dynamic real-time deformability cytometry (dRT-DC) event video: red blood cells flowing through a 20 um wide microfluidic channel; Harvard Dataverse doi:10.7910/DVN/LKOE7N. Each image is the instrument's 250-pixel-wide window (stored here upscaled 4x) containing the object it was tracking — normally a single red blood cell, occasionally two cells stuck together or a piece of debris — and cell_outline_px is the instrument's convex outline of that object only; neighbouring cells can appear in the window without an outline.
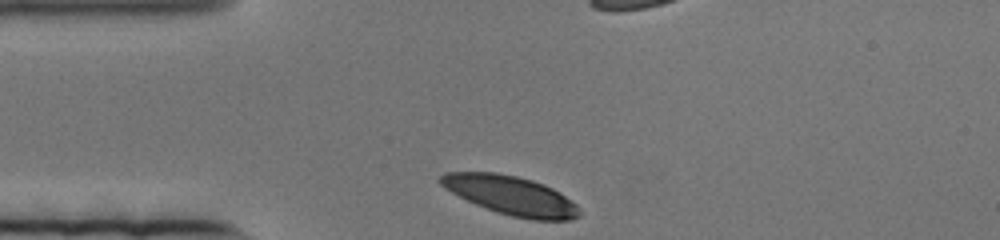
{"species": "human", "species_latin": "Homo sapiens", "temperature_condition": "cold", "stored_images_in_passage": 50, "camera_frame_rate_fps": 3000, "um_per_image_px": 0.085, "donor": {"sex": "female"}, "frame": {"image": 1, "passage_image": 1, "time_ms": 0.0, "image_size_px": [1000, 240], "cell_outline_px": [[580, 216], [568, 220], [532, 220], [512, 216], [476, 204], [444, 188], [440, 184], [440, 176], [444, 172], [496, 172], [516, 176], [532, 180], [544, 184], [552, 188], [576, 204], [580, 212]], "centroid_in_image_um": [43.43, 16.6], "position_along_channel_um": 41.6, "area_um2": 31.04}}
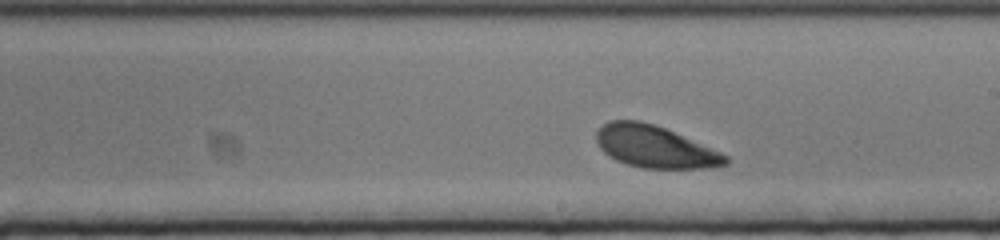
{"frame": {"image": 2, "passage_image": 29, "time_ms": 9.333, "image_size_px": [1000, 240], "cell_outline_px": [[728, 164], [700, 168], [640, 168], [616, 160], [608, 156], [600, 148], [596, 140], [596, 132], [608, 120], [640, 120], [664, 128], [720, 152], [728, 156]], "centroid_in_image_um": [55.61, 12.47], "position_along_channel_um": 233.4, "area_um2": 31.21}}
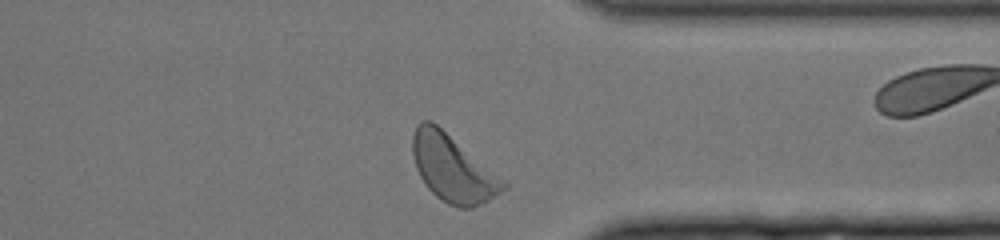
{"frame": {"image": 3, "passage_image": 48, "time_ms": 15.667, "image_size_px": [1000, 240], "cell_outline_px": [[508, 188], [488, 200], [472, 208], [460, 208], [448, 204], [436, 196], [428, 188], [420, 176], [416, 168], [412, 156], [412, 136], [416, 124], [420, 120], [432, 120], [508, 184]], "centroid_in_image_um": [38.44, 14.3], "position_along_channel_um": 373.0, "area_um2": 34.97}}